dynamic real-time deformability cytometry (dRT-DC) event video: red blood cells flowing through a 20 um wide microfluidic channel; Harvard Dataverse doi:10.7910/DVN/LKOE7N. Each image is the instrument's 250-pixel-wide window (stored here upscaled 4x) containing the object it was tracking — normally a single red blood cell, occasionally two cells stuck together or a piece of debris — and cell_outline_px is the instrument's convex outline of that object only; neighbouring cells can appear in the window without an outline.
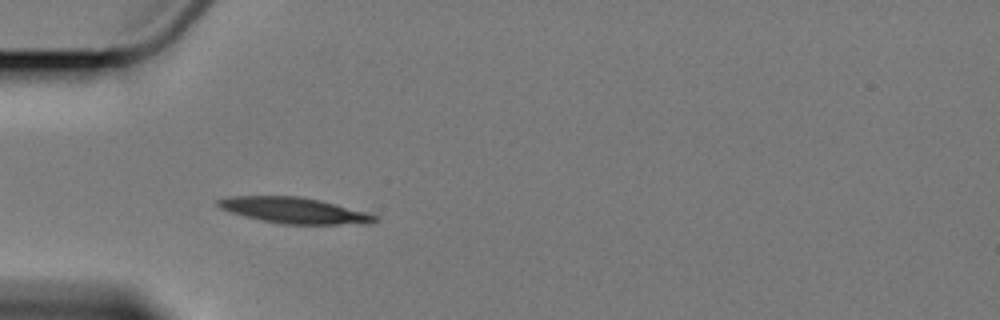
{"species": "Egyptian fruit bat (a non-hibernating species)", "species_latin": "Rousettus aegyptiacus", "temperature_condition": "cold", "stored_images_in_passage": 5, "camera_frame_rate_fps": 3000, "um_per_image_px": 0.085, "animal": {"sex": "female"}, "frame": {"image": 1, "passage_image": 4, "time_ms": 3.333, "image_size_px": [1000, 320], "cell_outline_px": [[380, 220], [372, 224], [284, 224], [260, 220], [244, 216], [220, 208], [216, 204], [216, 200], [232, 196], [300, 196], [320, 200], [336, 204], [380, 216]], "centroid_in_image_um": [25.07, 17.89], "position_along_channel_um": 59.9, "area_um2": 23.76}}
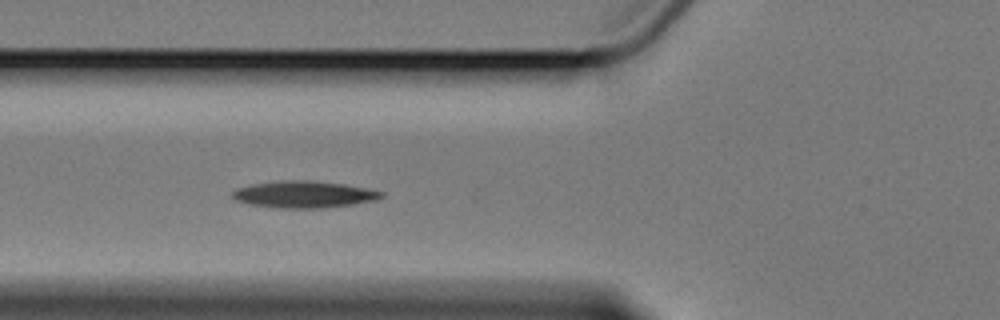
{"frame": {"image": 2, "passage_image": 5, "time_ms": 4.667, "image_size_px": [1000, 320], "cell_outline_px": [[384, 196], [376, 200], [352, 204], [324, 208], [276, 208], [248, 204], [232, 200], [228, 196], [236, 188], [252, 184], [284, 180], [308, 180], [344, 184], [368, 188], [384, 192]], "centroid_in_image_um": [25.78, 16.53], "position_along_channel_um": 100.0, "area_um2": 23.58}}